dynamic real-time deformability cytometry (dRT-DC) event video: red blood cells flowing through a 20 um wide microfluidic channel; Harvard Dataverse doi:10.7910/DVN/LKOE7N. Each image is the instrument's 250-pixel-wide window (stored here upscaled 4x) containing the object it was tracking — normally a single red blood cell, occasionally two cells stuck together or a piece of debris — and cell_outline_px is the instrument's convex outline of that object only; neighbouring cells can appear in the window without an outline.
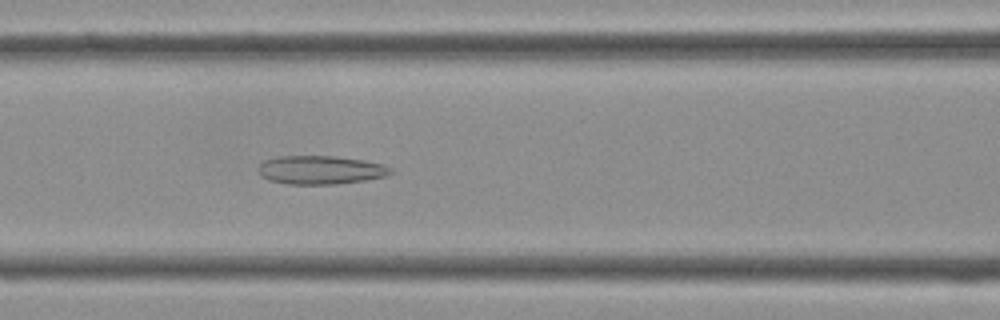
{"species": "Egyptian fruit bat (a non-hibernating species)", "species_latin": "Rousettus aegyptiacus", "temperature_condition": "cold", "stored_images_in_passage": 42, "camera_frame_rate_fps": 3000, "um_per_image_px": 0.085, "frame": {"image": 1, "passage_image": 17, "time_ms": 5.333, "image_size_px": [1000, 320], "cell_outline_px": [[392, 172], [384, 176], [364, 180], [336, 184], [288, 184], [268, 180], [260, 176], [256, 172], [256, 168], [264, 160], [276, 156], [336, 156], [364, 160], [384, 164], [392, 168]], "centroid_in_image_um": [27.18, 14.44], "position_along_channel_um": 139.4, "area_um2": 22.25}}
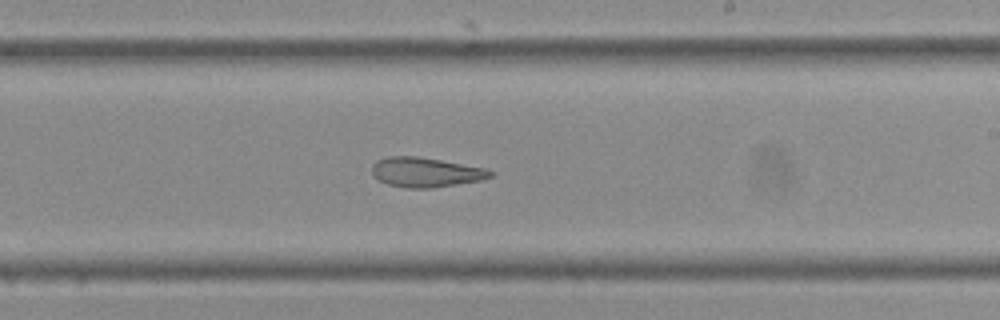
{"frame": {"image": 2, "passage_image": 24, "time_ms": 7.667, "image_size_px": [1000, 320], "cell_outline_px": [[496, 172], [492, 176], [480, 180], [432, 188], [404, 188], [388, 184], [376, 180], [372, 176], [372, 164], [376, 160], [388, 156], [416, 156], [440, 160], [484, 168]], "centroid_in_image_um": [36.12, 14.64], "position_along_channel_um": 252.9, "area_um2": 20.52}}
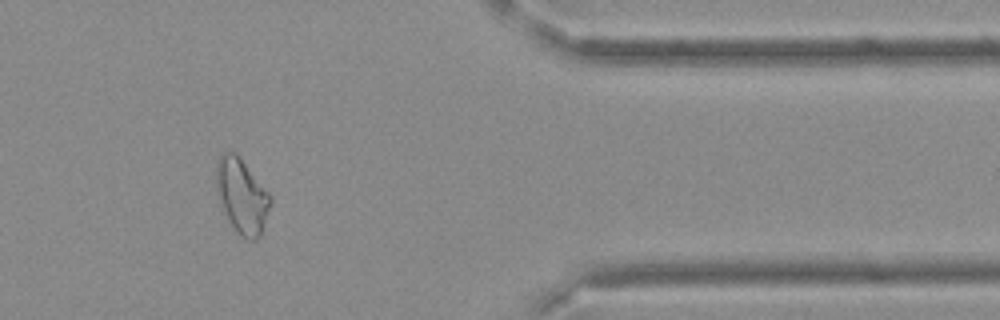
{"frame": {"image": 3, "passage_image": 34, "time_ms": 11.0, "image_size_px": [1000, 320], "cell_outline_px": [[272, 204], [260, 236], [256, 240], [248, 240], [240, 236], [232, 228], [224, 212], [216, 192], [216, 164], [220, 156], [224, 152], [236, 152], [272, 196]], "centroid_in_image_um": [20.56, 16.68], "position_along_channel_um": 390.8, "area_um2": 23.87}}